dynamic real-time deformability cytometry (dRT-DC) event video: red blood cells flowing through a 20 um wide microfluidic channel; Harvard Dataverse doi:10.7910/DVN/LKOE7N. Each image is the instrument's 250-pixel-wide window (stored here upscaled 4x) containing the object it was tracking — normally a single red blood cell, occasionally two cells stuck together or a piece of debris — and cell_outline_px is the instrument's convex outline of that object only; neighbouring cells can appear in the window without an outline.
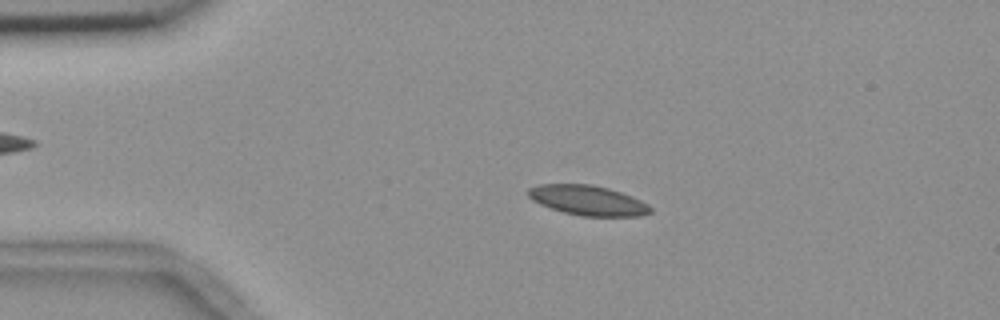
{"species": "common noctule bat (a hibernating species)", "species_latin": "Nyctalus noctula", "temperature_condition": "room temperature", "stored_images_in_passage": 55, "camera_frame_rate_fps": 3000, "um_per_image_px": 0.085, "animal": {"sex": "female", "body_mass_g": 18.4}, "frame": {"image": 1, "passage_image": 11, "time_ms": 3.333, "image_size_px": [1000, 320], "cell_outline_px": [[652, 212], [640, 216], [580, 216], [564, 212], [540, 204], [532, 200], [528, 196], [528, 188], [540, 184], [592, 184], [608, 188], [632, 196], [648, 204], [652, 208]], "centroid_in_image_um": [49.97, 17.03], "position_along_channel_um": 35.0, "area_um2": 21.27}}
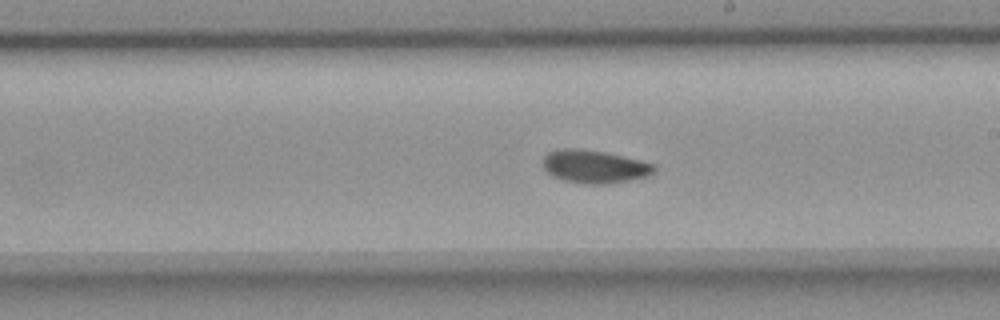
{"frame": {"image": 2, "passage_image": 31, "time_ms": 10.0, "image_size_px": [1000, 320], "cell_outline_px": [[656, 172], [648, 176], [612, 184], [584, 184], [564, 180], [552, 176], [544, 168], [544, 156], [548, 152], [564, 148], [580, 148], [604, 152], [640, 160], [656, 164]], "centroid_in_image_um": [50.57, 14.17], "position_along_channel_um": 238.4, "area_um2": 21.56}}
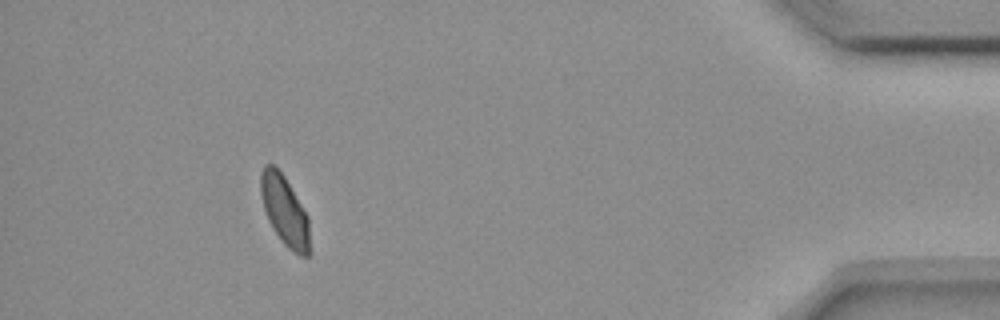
{"frame": {"image": 3, "passage_image": 50, "time_ms": 16.333, "image_size_px": [1000, 320], "cell_outline_px": [[312, 252], [308, 256], [300, 256], [288, 248], [280, 240], [272, 228], [268, 220], [264, 208], [260, 192], [260, 172], [264, 164], [272, 164], [284, 176], [308, 216]], "centroid_in_image_um": [24.21, 17.96], "position_along_channel_um": 411.0, "area_um2": 20.23}, "authors_computed_cell_mechanics": {"area_um2": 20.9814, "velocity_mm_per_s": 3.6571, "shape_relaxation_time_tau1_ms": 6.4299, "shape_relaxation_time_tau2_ms": 1.6741, "deformation_change_tau1": 0.1057, "deformation_change_tau2": 0.0399}}